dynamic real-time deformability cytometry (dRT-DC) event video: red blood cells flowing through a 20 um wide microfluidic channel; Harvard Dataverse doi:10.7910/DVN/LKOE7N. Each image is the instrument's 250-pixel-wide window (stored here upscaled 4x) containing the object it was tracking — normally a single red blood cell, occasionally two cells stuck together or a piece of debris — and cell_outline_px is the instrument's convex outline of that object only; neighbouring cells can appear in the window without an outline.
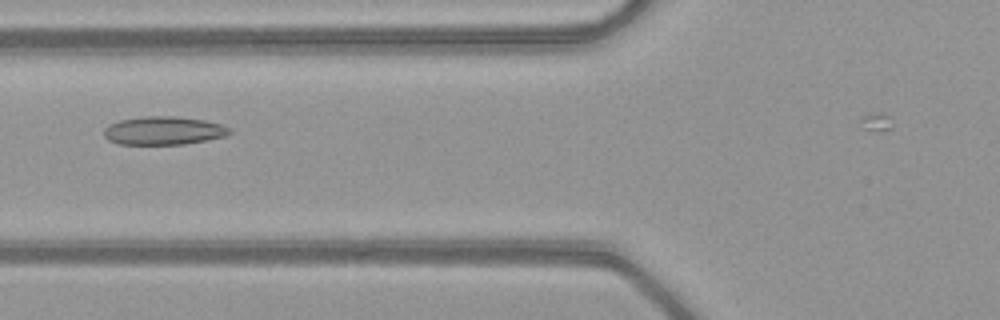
{"species": "common noctule bat (a hibernating species)", "species_latin": "Nyctalus noctula", "temperature_condition": "warm", "stored_images_in_passage": 32, "camera_frame_rate_fps": 3000, "um_per_image_px": 0.085, "animal": {"sex": "female", "body_mass_g": 21.9}, "frame": {"image": 1, "passage_image": 10, "time_ms": 3.0, "image_size_px": [1000, 320], "cell_outline_px": [[232, 132], [224, 136], [208, 140], [184, 144], [116, 144], [108, 140], [104, 136], [104, 128], [108, 124], [120, 120], [148, 116], [176, 116], [204, 120], [220, 124], [232, 128]], "centroid_in_image_um": [13.9, 11.1], "position_along_channel_um": 111.9, "area_um2": 20.81}}
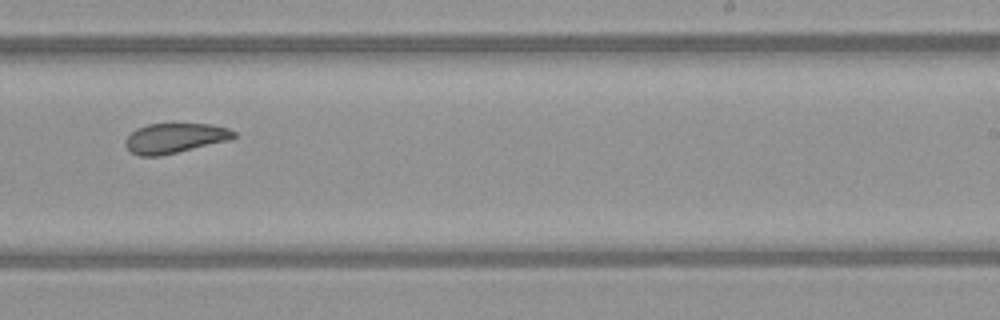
{"frame": {"image": 2, "passage_image": 22, "time_ms": 7.0, "image_size_px": [1000, 320], "cell_outline_px": [[236, 136], [232, 140], [160, 156], [140, 156], [132, 152], [124, 144], [124, 140], [136, 128], [148, 124], [212, 124], [228, 128], [236, 132]], "centroid_in_image_um": [14.89, 11.74], "position_along_channel_um": 274.1, "area_um2": 19.02}}
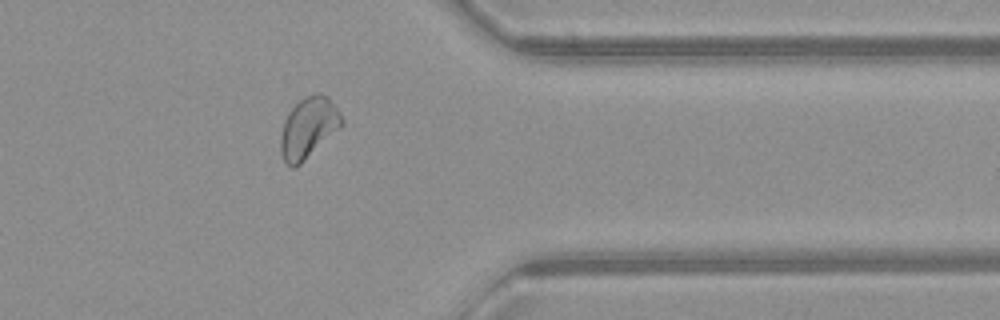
{"frame": {"image": 3, "passage_image": 31, "time_ms": 10.0, "image_size_px": [1000, 320], "cell_outline_px": [[344, 124], [296, 168], [292, 168], [284, 160], [280, 152], [280, 136], [284, 120], [288, 112], [304, 96], [316, 92], [320, 92], [328, 96], [340, 112], [344, 120]], "centroid_in_image_um": [26.22, 10.84], "position_along_channel_um": 385.2, "area_um2": 21.79}}